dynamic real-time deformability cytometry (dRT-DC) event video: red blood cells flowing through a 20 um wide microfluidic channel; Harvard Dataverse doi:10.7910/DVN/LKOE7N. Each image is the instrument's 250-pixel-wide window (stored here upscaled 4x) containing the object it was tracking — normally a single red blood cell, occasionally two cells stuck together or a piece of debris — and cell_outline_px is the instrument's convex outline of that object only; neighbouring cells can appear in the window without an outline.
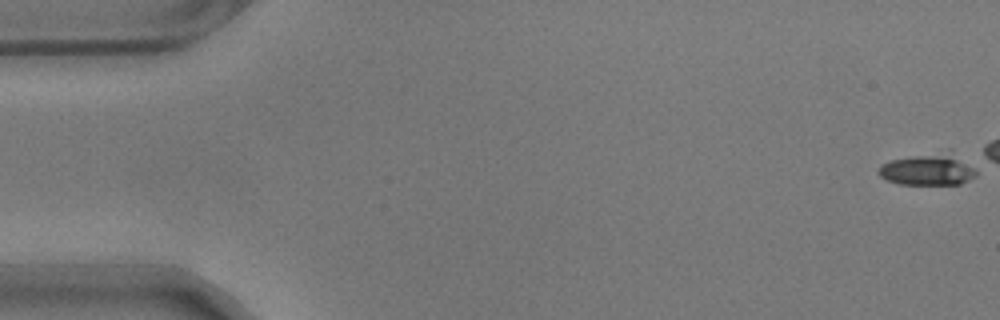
{"species": "common noctule bat (a hibernating species)", "species_latin": "Nyctalus noctula", "temperature_condition": "warm", "stored_images_in_passage": 46, "camera_frame_rate_fps": 3000, "um_per_image_px": 0.085, "animal": {"sex": "male", "body_mass_g": 17.9}, "frame": {"image": 1, "passage_image": 1, "time_ms": 0.0, "image_size_px": [1000, 320], "cell_outline_px": [[976, 176], [960, 184], [900, 184], [888, 180], [880, 176], [876, 172], [880, 164], [892, 160], [948, 148], [952, 148], [976, 172]], "centroid_in_image_um": [78.9, 14.36], "position_along_channel_um": 6.1, "area_um2": 18.44}}
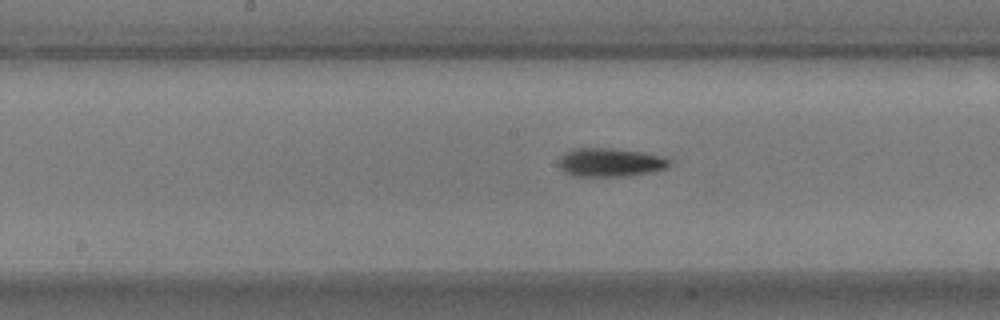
{"frame": {"image": 2, "passage_image": 29, "time_ms": 9.333, "image_size_px": [1000, 320], "cell_outline_px": [[672, 164], [668, 168], [652, 172], [632, 176], [572, 176], [564, 172], [560, 168], [560, 156], [564, 152], [572, 148], [612, 148], [644, 152], [664, 156], [672, 160]], "centroid_in_image_um": [51.92, 13.8], "position_along_channel_um": 196.3, "area_um2": 18.9}}
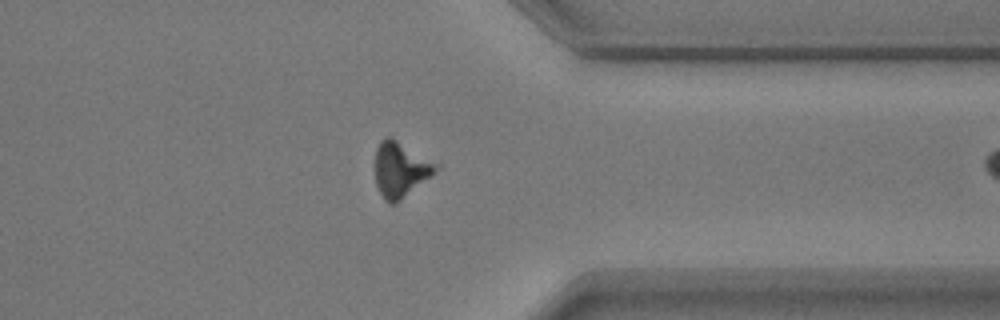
{"frame": {"image": 3, "passage_image": 45, "time_ms": 14.667, "image_size_px": [1000, 320], "cell_outline_px": [[440, 168], [396, 204], [388, 204], [384, 200], [376, 184], [376, 148], [380, 140], [384, 136], [388, 136], [396, 140], [440, 164]], "centroid_in_image_um": [34.04, 14.41], "position_along_channel_um": 377.4, "area_um2": 19.48}}